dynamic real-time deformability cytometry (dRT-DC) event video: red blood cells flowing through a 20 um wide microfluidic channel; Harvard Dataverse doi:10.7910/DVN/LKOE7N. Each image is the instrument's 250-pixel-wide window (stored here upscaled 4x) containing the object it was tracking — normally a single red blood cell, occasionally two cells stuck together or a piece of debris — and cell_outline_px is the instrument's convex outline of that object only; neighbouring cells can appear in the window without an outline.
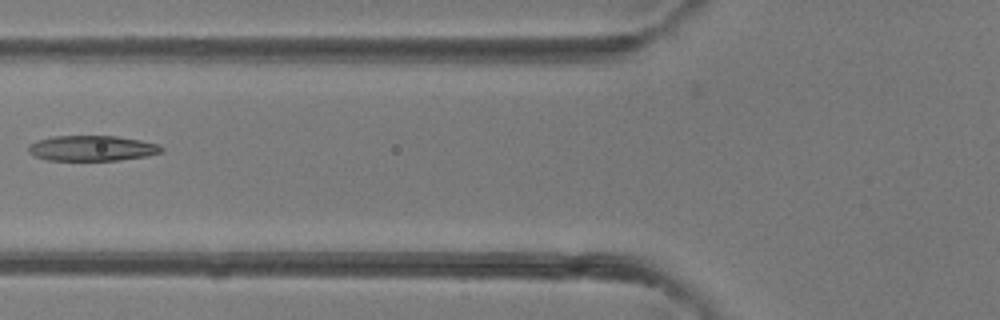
{"species": "common noctule bat (a hibernating species)", "species_latin": "Nyctalus noctula", "temperature_condition": "room temperature", "stored_images_in_passage": 5, "camera_frame_rate_fps": 3000, "um_per_image_px": 0.085, "animal": {"sex": "female"}, "frame": {"image": 1, "passage_image": 5, "time_ms": 4.333, "image_size_px": [1000, 320], "cell_outline_px": [[164, 152], [148, 156], [120, 160], [48, 160], [32, 156], [28, 152], [28, 144], [36, 140], [52, 136], [116, 136], [140, 140], [160, 144], [164, 148]], "centroid_in_image_um": [7.82, 12.6], "position_along_channel_um": 118.0, "area_um2": 20.0}}